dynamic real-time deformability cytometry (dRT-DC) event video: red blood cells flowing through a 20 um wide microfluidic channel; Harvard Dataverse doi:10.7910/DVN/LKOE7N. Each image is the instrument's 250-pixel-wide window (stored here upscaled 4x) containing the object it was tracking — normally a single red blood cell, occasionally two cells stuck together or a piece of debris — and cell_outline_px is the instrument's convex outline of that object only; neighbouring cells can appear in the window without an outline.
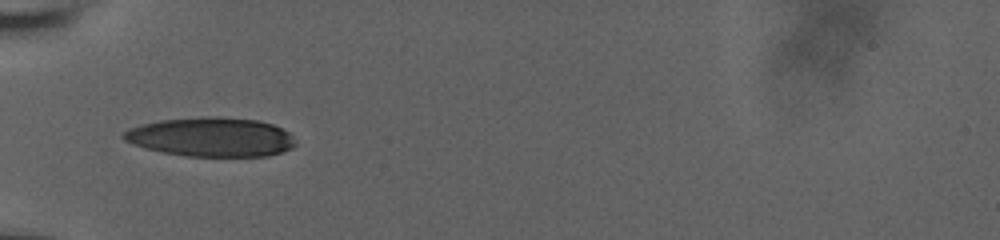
{"species": "human", "species_latin": "Homo sapiens", "temperature_condition": "room temperature", "stored_images_in_passage": 18, "camera_frame_rate_fps": 3000, "um_per_image_px": 0.085, "donor": {"sex": "male"}, "frame": {"image": 1, "passage_image": 1, "time_ms": 0.0, "image_size_px": [1000, 240], "cell_outline_px": [[296, 144], [292, 148], [268, 156], [188, 156], [164, 152], [132, 144], [124, 140], [120, 136], [128, 128], [160, 120], [200, 116], [220, 116], [256, 120], [272, 124], [288, 132], [292, 136]], "centroid_in_image_um": [17.94, 11.63], "position_along_channel_um": 67.1, "area_um2": 39.19}}
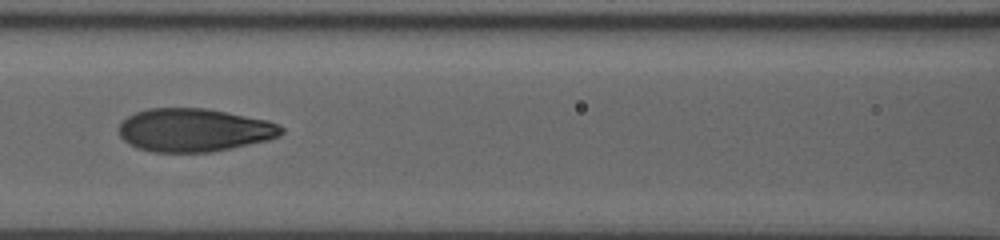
{"frame": {"image": 2, "passage_image": 10, "time_ms": 2.333, "image_size_px": [1000, 240], "cell_outline_px": [[284, 132], [280, 136], [268, 140], [212, 152], [152, 152], [136, 148], [128, 144], [120, 136], [120, 120], [136, 112], [148, 108], [208, 108], [268, 120], [280, 124], [284, 128]], "centroid_in_image_um": [16.51, 11.05], "position_along_channel_um": 150.1, "area_um2": 41.27}}
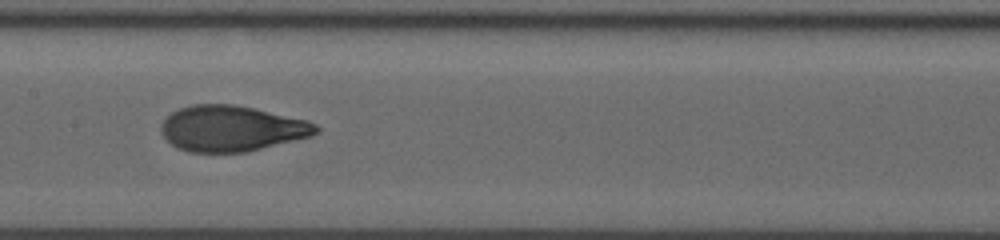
{"frame": {"image": 3, "passage_image": 15, "time_ms": 3.333, "image_size_px": [1000, 240], "cell_outline_px": [[320, 128], [312, 136], [248, 152], [188, 152], [176, 148], [164, 136], [160, 128], [160, 124], [172, 112], [180, 108], [192, 104], [236, 104], [308, 120], [316, 124]], "centroid_in_image_um": [19.7, 10.92], "position_along_channel_um": 187.7, "area_um2": 41.44}}